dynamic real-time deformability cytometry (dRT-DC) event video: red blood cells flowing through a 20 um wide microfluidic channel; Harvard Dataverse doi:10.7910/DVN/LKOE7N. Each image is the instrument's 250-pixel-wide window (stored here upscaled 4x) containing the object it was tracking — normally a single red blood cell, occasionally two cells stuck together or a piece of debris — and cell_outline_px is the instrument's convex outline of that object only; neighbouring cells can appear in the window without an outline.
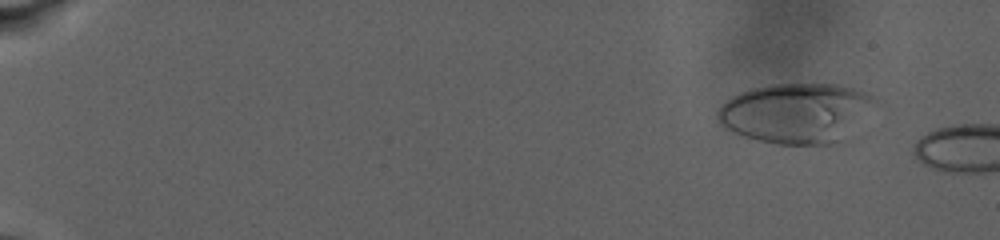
{"species": "human", "species_latin": "Homo sapiens", "temperature_condition": "warm", "stored_images_in_passage": 9, "camera_frame_rate_fps": 3000, "um_per_image_px": 0.085, "donor": {"sex": "male"}, "frame": {"image": 1, "passage_image": 2, "time_ms": 0.333, "image_size_px": [1000, 240], "cell_outline_px": [[876, 100], [848, 144], [776, 144], [744, 136], [720, 124], [716, 120], [716, 112], [732, 96], [740, 92], [772, 84], [840, 84], [868, 92], [876, 96]], "centroid_in_image_um": [67.79, 9.63], "position_along_channel_um": 17.2, "area_um2": 55.72}}